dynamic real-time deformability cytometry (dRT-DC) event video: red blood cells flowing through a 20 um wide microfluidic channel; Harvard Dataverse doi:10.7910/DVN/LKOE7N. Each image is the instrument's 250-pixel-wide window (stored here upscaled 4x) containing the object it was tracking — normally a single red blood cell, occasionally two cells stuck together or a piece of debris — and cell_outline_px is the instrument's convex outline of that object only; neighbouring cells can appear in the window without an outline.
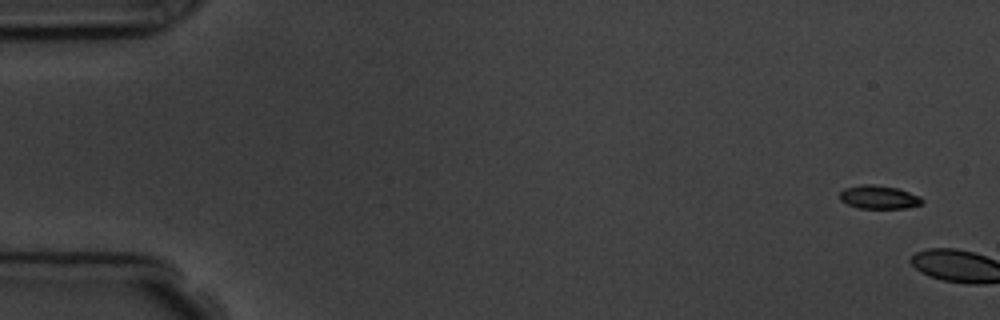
{"species": "common noctule bat (a hibernating species)", "species_latin": "Nyctalus noctula", "temperature_condition": "room temperature", "stored_images_in_passage": 2, "camera_frame_rate_fps": 3000, "um_per_image_px": 0.085, "animal": {"sex": "male", "body_mass_g": 19.5, "forearm_length_mm": 54.6}, "frame": {"image": 1, "passage_image": 1, "time_ms": 0.0, "image_size_px": [1000, 320], "cell_outline_px": [[924, 200], [920, 204], [904, 208], [860, 208], [848, 204], [840, 200], [840, 192], [844, 188], [860, 184], [872, 184], [896, 188], [920, 196]], "centroid_in_image_um": [74.67, 16.75], "position_along_channel_um": 10.3, "area_um2": 11.1}}